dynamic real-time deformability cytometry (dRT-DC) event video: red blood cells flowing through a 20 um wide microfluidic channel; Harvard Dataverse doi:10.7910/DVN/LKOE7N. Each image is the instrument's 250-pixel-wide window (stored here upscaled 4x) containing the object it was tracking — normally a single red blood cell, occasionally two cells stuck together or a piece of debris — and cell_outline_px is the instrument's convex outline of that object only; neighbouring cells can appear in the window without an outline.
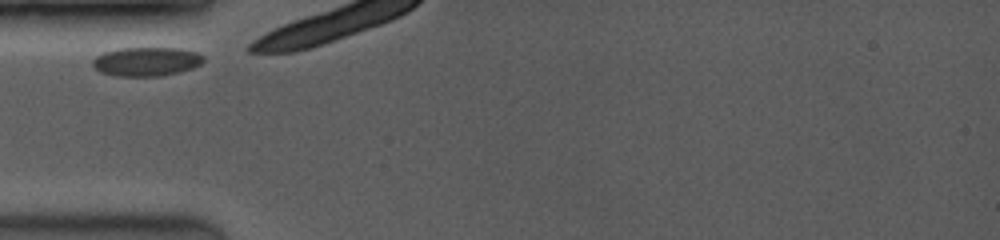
{"species": "common noctule bat (a hibernating species)", "species_latin": "Nyctalus noctula", "temperature_condition": "room temperature", "stored_images_in_passage": 32, "camera_frame_rate_fps": 3500, "um_per_image_px": 0.085, "animal": {"sex": "female", "body_mass_g": 19.0, "forearm_length_mm": 53.3}, "frame": {"image": 1, "passage_image": 1, "time_ms": 0.0, "image_size_px": [1000, 240], "cell_outline_px": [[204, 60], [200, 64], [192, 68], [180, 72], [160, 76], [116, 76], [100, 72], [92, 64], [92, 60], [96, 56], [104, 52], [120, 48], [180, 48], [196, 52], [204, 56]], "centroid_in_image_um": [12.45, 5.23], "position_along_channel_um": 72.6, "area_um2": 18.73}}
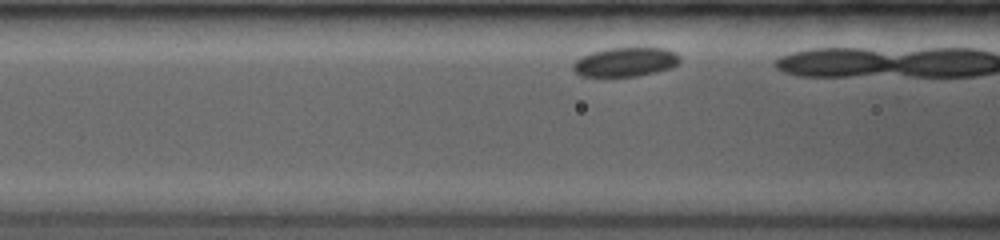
{"frame": {"image": 2, "passage_image": 5, "time_ms": 1.143, "image_size_px": [1000, 240], "cell_outline_px": [[680, 64], [672, 68], [656, 72], [636, 76], [580, 76], [572, 68], [572, 64], [580, 56], [592, 52], [608, 48], [664, 48], [676, 52], [680, 56]], "centroid_in_image_um": [53.19, 5.27], "position_along_channel_um": 113.4, "area_um2": 18.26}}